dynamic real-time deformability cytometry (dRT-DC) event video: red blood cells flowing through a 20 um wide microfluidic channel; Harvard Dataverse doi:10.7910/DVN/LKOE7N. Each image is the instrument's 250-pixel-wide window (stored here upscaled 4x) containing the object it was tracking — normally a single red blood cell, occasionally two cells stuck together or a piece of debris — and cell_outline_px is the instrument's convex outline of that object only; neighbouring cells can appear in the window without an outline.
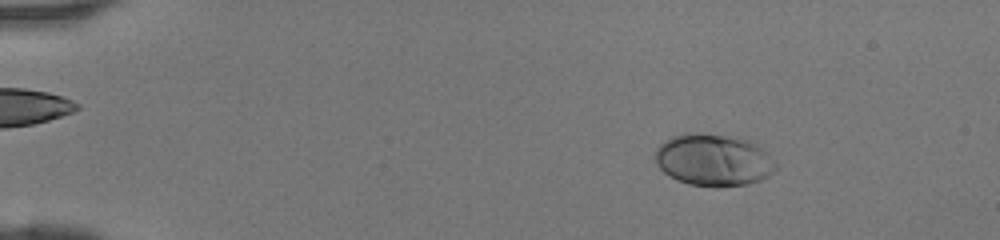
{"species": "human", "species_latin": "Homo sapiens", "temperature_condition": "room temperature", "stored_images_in_passage": 46, "camera_frame_rate_fps": 3000, "um_per_image_px": 0.085, "donor": {"sex": "female"}, "frame": {"image": 1, "passage_image": 7, "time_ms": 2.0, "image_size_px": [1000, 240], "cell_outline_px": [[776, 168], [768, 176], [760, 180], [748, 184], [688, 184], [676, 180], [664, 172], [656, 164], [656, 148], [664, 140], [672, 136], [688, 132], [740, 136], [752, 140], [776, 164]], "centroid_in_image_um": [60.62, 13.54], "position_along_channel_um": 24.4, "area_um2": 36.07}}
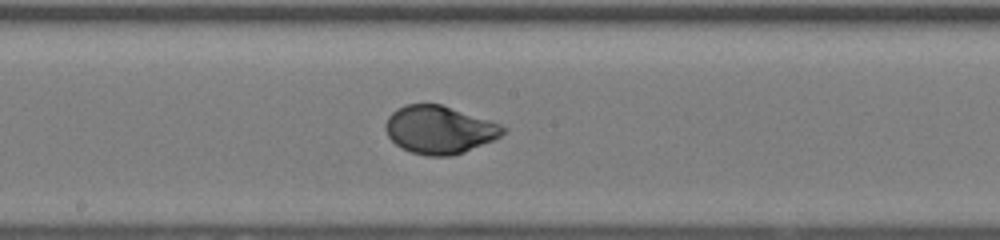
{"frame": {"image": 2, "passage_image": 26, "time_ms": 8.333, "image_size_px": [1000, 240], "cell_outline_px": [[508, 128], [500, 136], [492, 140], [464, 152], [452, 156], [428, 156], [412, 152], [400, 148], [388, 136], [384, 128], [384, 124], [388, 116], [396, 108], [404, 104], [440, 104], [500, 124]], "centroid_in_image_um": [37.3, 11.03], "position_along_channel_um": 210.9, "area_um2": 32.66}}
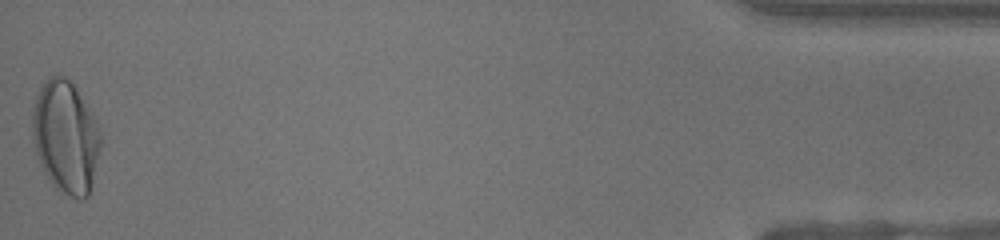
{"frame": {"image": 3, "passage_image": 46, "time_ms": 15.0, "image_size_px": [1000, 240], "cell_outline_px": [[100, 148], [92, 188], [88, 196], [84, 200], [76, 200], [56, 192], [48, 180], [40, 164], [36, 152], [32, 136], [32, 112], [36, 96], [40, 88], [48, 76], [64, 76], [72, 80], [96, 120], [100, 132]], "centroid_in_image_um": [5.58, 11.7], "position_along_channel_um": 429.6, "area_um2": 45.6}}